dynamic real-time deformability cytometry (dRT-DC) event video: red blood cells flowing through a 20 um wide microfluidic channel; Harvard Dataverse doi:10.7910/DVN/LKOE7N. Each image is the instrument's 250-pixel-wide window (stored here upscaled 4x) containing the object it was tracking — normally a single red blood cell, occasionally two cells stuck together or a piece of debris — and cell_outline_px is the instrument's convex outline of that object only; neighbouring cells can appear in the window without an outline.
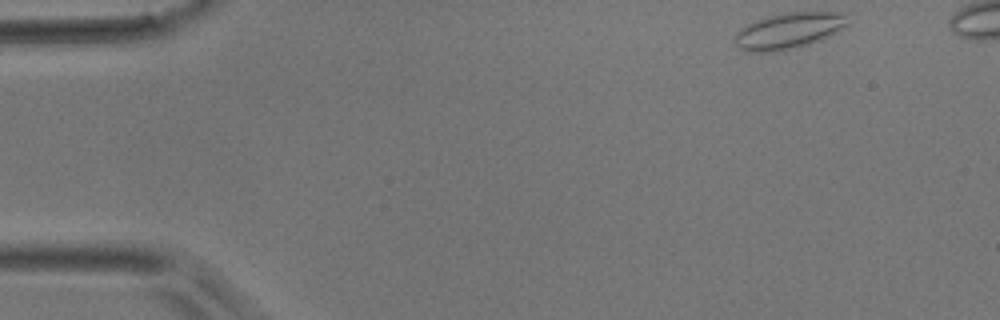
{"species": "common noctule bat (a hibernating species)", "species_latin": "Nyctalus noctula", "temperature_condition": "room temperature", "stored_images_in_passage": 39, "camera_frame_rate_fps": 3000, "um_per_image_px": 0.085, "animal": {"sex": "male", "body_mass_g": 17.9}, "frame": {"image": 1, "passage_image": 1, "time_ms": 0.0, "image_size_px": [1000, 320], "cell_outline_px": [[852, 24], [828, 36], [808, 44], [772, 52], [748, 52], [740, 48], [736, 44], [736, 32], [744, 24], [756, 20], [788, 12], [844, 12]], "centroid_in_image_um": [67.08, 2.59], "position_along_channel_um": 17.9, "area_um2": 23.58}}
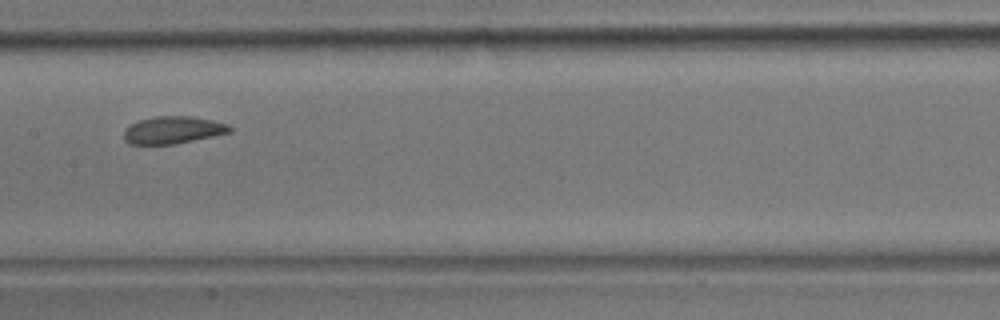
{"frame": {"image": 2, "passage_image": 20, "time_ms": 6.333, "image_size_px": [1000, 320], "cell_outline_px": [[232, 132], [172, 144], [128, 144], [124, 140], [124, 128], [140, 120], [156, 116], [192, 116], [212, 120], [228, 124], [232, 128]], "centroid_in_image_um": [14.69, 11.04], "position_along_channel_um": 192.7, "area_um2": 16.76}}
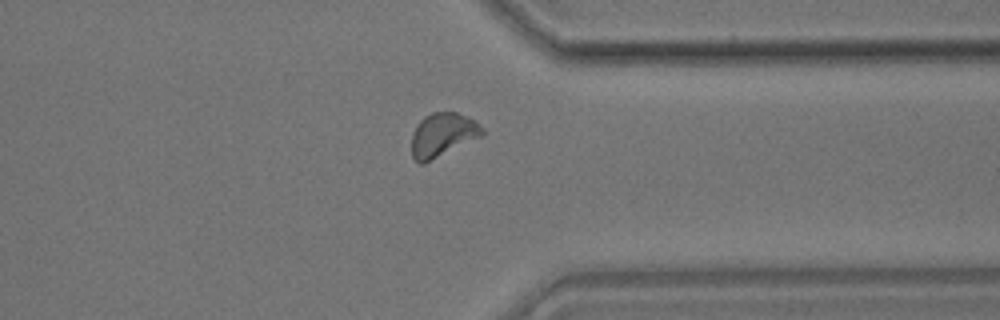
{"frame": {"image": 3, "passage_image": 33, "time_ms": 10.667, "image_size_px": [1000, 320], "cell_outline_px": [[484, 132], [480, 136], [424, 164], [420, 164], [412, 156], [412, 132], [416, 124], [424, 116], [432, 112], [456, 112], [472, 120], [484, 128]], "centroid_in_image_um": [37.57, 11.46], "position_along_channel_um": 373.8, "area_um2": 17.74}}